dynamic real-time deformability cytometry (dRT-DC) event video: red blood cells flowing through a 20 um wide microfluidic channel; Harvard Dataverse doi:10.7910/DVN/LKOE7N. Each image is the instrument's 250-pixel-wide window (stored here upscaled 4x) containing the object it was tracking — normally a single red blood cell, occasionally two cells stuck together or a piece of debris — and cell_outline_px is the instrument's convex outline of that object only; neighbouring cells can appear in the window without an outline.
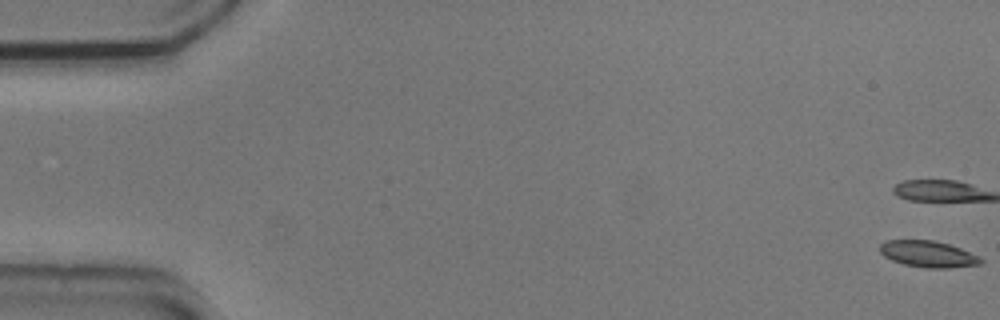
{"species": "common noctule bat (a hibernating species)", "species_latin": "Nyctalus noctula", "temperature_condition": "cold", "stored_images_in_passage": 56, "segment_of_instrument_passage": [1, 2], "camera_frame_rate_fps": 3000, "um_per_image_px": 0.085, "animal": {"sex": "male", "body_mass_g": 20.5, "forearm_length_mm": 52.5}, "frame": {"image": 1, "passage_image": 1, "time_ms": 0.0, "image_size_px": [1000, 320], "cell_outline_px": [[984, 264], [948, 268], [928, 268], [904, 264], [892, 260], [884, 256], [880, 252], [880, 244], [884, 240], [932, 240], [948, 244], [960, 248], [980, 256], [984, 260]], "centroid_in_image_um": [78.92, 21.59], "position_along_channel_um": 6.1, "area_um2": 15.61}}